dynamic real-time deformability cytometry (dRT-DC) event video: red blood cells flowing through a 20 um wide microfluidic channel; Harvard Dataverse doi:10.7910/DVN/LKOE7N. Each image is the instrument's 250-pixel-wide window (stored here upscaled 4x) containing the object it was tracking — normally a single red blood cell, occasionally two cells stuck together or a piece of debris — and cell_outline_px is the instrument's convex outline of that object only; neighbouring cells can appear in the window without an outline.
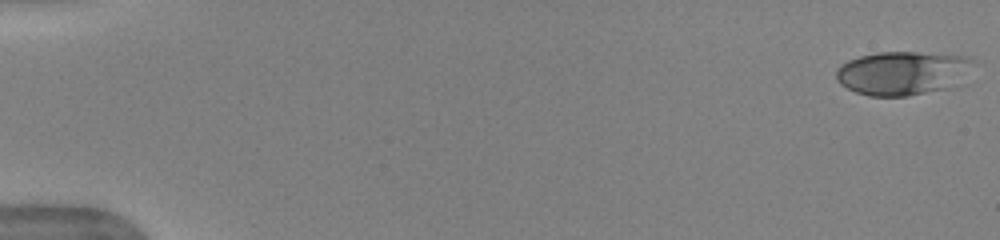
{"species": "human", "species_latin": "Homo sapiens", "temperature_condition": "warm", "stored_images_in_passage": 14, "camera_frame_rate_fps": 3000, "um_per_image_px": 0.085, "donor": {"sex": "female"}, "frame": {"image": 1, "passage_image": 1, "time_ms": 0.0, "image_size_px": [1000, 240], "cell_outline_px": [[976, 60], [948, 88], [908, 96], [868, 96], [856, 92], [840, 84], [836, 80], [836, 72], [840, 64], [848, 60], [860, 56], [876, 52], [916, 52], [964, 56]], "centroid_in_image_um": [76.61, 6.2], "position_along_channel_um": 8.4, "area_um2": 34.39}}
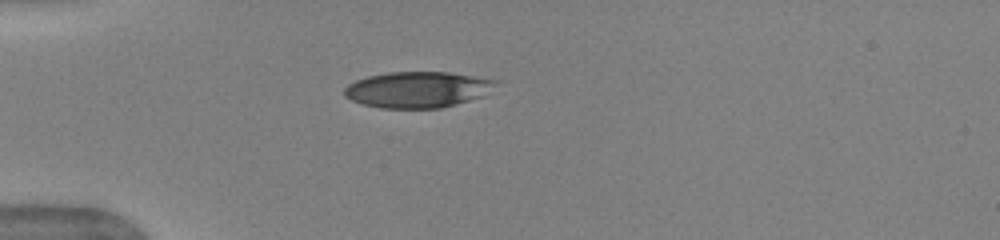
{"frame": {"image": 2, "passage_image": 10, "time_ms": 3.0, "image_size_px": [1000, 240], "cell_outline_px": [[500, 80], [484, 96], [456, 104], [440, 108], [380, 108], [364, 104], [352, 100], [344, 96], [344, 88], [348, 84], [356, 80], [368, 76], [388, 72], [448, 72]], "centroid_in_image_um": [35.5, 7.61], "position_along_channel_um": 49.5, "area_um2": 31.79}}
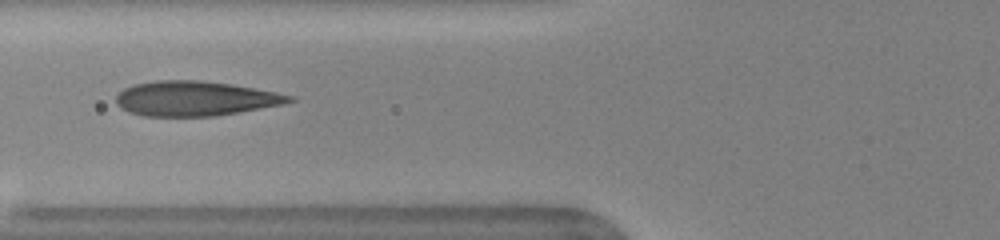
{"frame": {"image": 3, "passage_image": 13, "time_ms": 4.0, "image_size_px": [1000, 240], "cell_outline_px": [[296, 100], [284, 104], [216, 116], [144, 116], [128, 112], [120, 108], [116, 104], [116, 96], [124, 88], [132, 84], [156, 80], [200, 80], [232, 84], [276, 92], [292, 96]], "centroid_in_image_um": [16.56, 8.37], "position_along_channel_um": 109.2, "area_um2": 35.26}}